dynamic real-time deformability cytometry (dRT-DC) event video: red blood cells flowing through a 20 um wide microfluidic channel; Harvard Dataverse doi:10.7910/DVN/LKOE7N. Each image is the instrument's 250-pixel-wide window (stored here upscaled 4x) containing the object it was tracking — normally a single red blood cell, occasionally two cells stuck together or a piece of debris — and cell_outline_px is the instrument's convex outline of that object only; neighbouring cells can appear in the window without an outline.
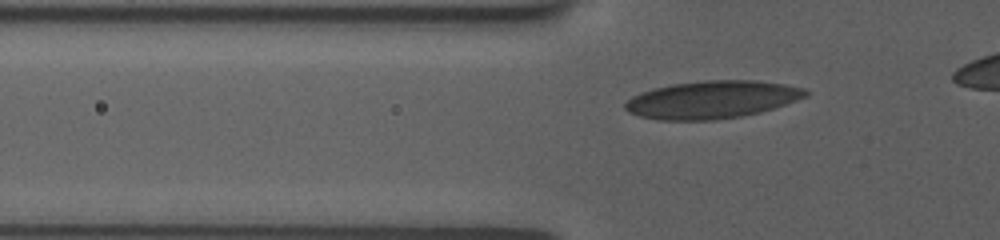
{"species": "human", "species_latin": "Homo sapiens", "temperature_condition": "room temperature", "stored_images_in_passage": 41, "camera_frame_rate_fps": 3000, "um_per_image_px": 0.085, "donor": {"sex": "female"}, "frame": {"image": 1, "passage_image": 7, "time_ms": 1.333, "image_size_px": [1000, 240], "cell_outline_px": [[808, 96], [760, 112], [740, 116], [712, 120], [656, 120], [640, 116], [628, 112], [624, 108], [624, 104], [632, 96], [640, 92], [652, 88], [672, 84], [704, 80], [756, 80], [784, 84], [804, 88], [808, 92]], "centroid_in_image_um": [60.48, 8.46], "position_along_channel_um": 65.3, "area_um2": 39.59}}
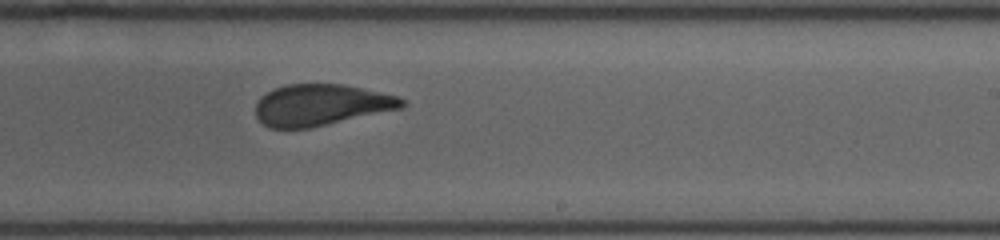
{"frame": {"image": 2, "passage_image": 22, "time_ms": 6.667, "image_size_px": [1000, 240], "cell_outline_px": [[404, 108], [308, 128], [268, 128], [256, 116], [256, 104], [260, 96], [276, 88], [288, 84], [344, 84], [400, 96], [404, 100]], "centroid_in_image_um": [27.31, 8.91], "position_along_channel_um": 261.7, "area_um2": 35.2}}
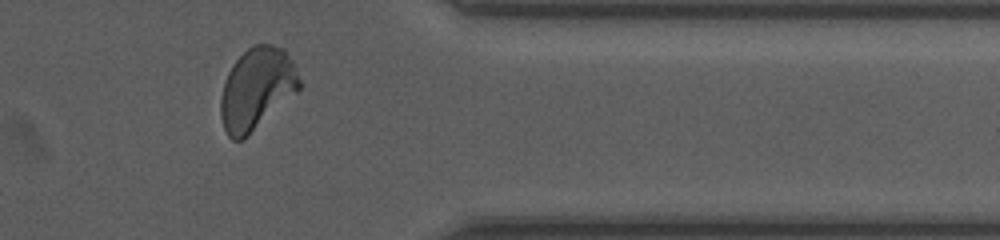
{"frame": {"image": 3, "passage_image": 34, "time_ms": 10.333, "image_size_px": [1000, 240], "cell_outline_px": [[300, 88], [296, 92], [244, 140], [232, 140], [228, 136], [224, 128], [220, 116], [220, 100], [224, 80], [232, 64], [252, 44], [272, 44], [284, 48], [292, 60], [300, 80]], "centroid_in_image_um": [21.8, 7.54], "position_along_channel_um": 389.6, "area_um2": 37.57}}